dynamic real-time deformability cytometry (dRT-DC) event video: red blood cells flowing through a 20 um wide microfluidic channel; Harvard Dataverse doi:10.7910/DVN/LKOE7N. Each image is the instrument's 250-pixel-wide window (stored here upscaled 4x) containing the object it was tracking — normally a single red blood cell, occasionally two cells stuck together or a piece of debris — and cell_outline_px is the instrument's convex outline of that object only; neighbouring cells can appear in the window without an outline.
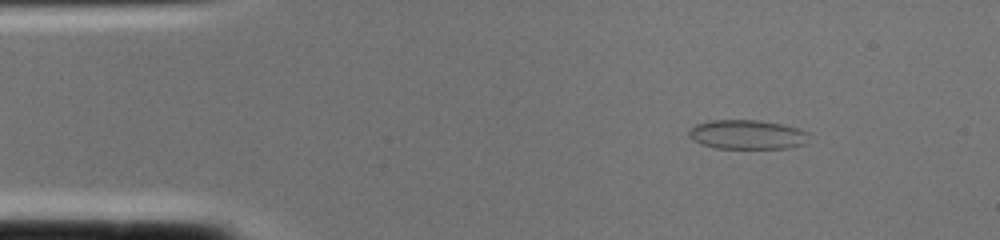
{"species": "common noctule bat (a hibernating species)", "species_latin": "Nyctalus noctula", "temperature_condition": "cold", "stored_images_in_passage": 1, "camera_frame_rate_fps": 3000, "um_per_image_px": 0.085, "animal": {"sex": "female", "body_mass_g": 22.0, "forearm_length_mm": 56.7}, "frame": {"image": 1, "passage_image": 1, "time_ms": 0.0, "image_size_px": [1000, 240], "cell_outline_px": [[808, 132], [804, 144], [792, 148], [716, 148], [700, 144], [688, 136], [688, 132], [696, 124], [708, 120], [760, 120], [784, 124], [800, 128]], "centroid_in_image_um": [63.51, 11.43], "position_along_channel_um": 21.5, "area_um2": 20.63}}